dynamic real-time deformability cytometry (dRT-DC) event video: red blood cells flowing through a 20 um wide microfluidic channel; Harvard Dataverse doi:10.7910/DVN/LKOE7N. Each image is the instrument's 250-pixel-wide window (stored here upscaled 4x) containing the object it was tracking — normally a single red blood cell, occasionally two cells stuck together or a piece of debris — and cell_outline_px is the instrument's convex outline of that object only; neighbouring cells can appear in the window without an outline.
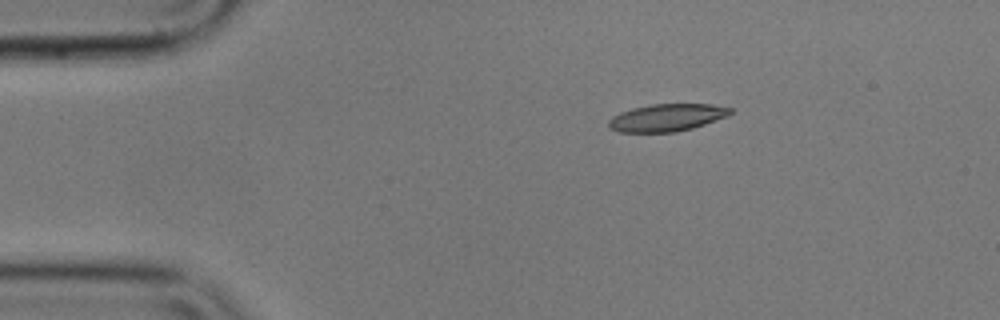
{"species": "common noctule bat (a hibernating species)", "species_latin": "Nyctalus noctula", "temperature_condition": "cold", "stored_images_in_passage": 40, "camera_frame_rate_fps": 3000, "um_per_image_px": 0.085, "animal": {"sex": "male", "body_mass_g": 17.9}, "frame": {"image": 1, "passage_image": 1, "time_ms": 0.0, "image_size_px": [1000, 320], "cell_outline_px": [[732, 112], [728, 116], [692, 128], [676, 132], [620, 132], [608, 128], [608, 120], [612, 116], [620, 112], [632, 108], [652, 104], [712, 104], [732, 108]], "centroid_in_image_um": [56.66, 9.99], "position_along_channel_um": 28.3, "area_um2": 19.48}}
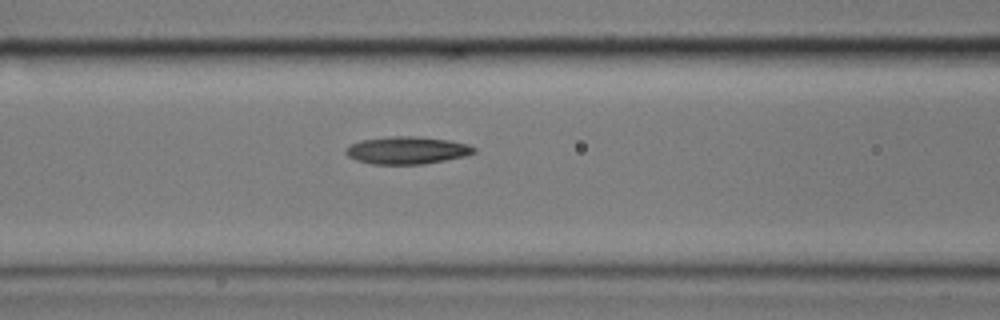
{"frame": {"image": 2, "passage_image": 14, "time_ms": 4.333, "image_size_px": [1000, 320], "cell_outline_px": [[476, 152], [468, 156], [424, 164], [372, 164], [356, 160], [348, 156], [344, 152], [352, 144], [360, 140], [392, 136], [412, 136], [448, 140], [468, 144], [476, 148]], "centroid_in_image_um": [34.63, 12.78], "position_along_channel_um": 132.0, "area_um2": 20.52}}
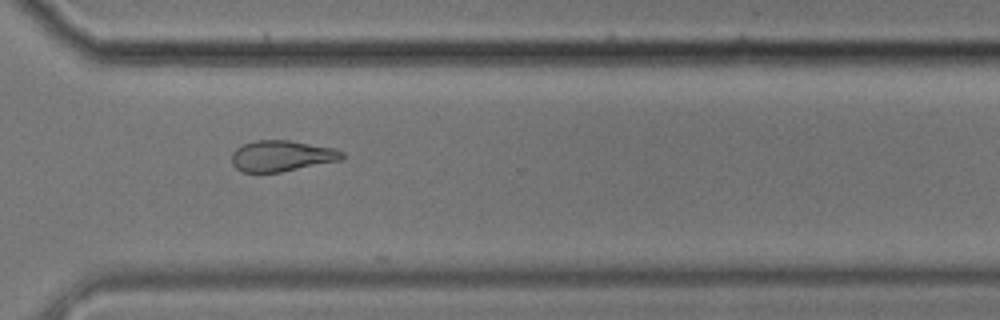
{"frame": {"image": 3, "passage_image": 32, "time_ms": 10.333, "image_size_px": [1000, 320], "cell_outline_px": [[344, 160], [280, 172], [244, 172], [236, 168], [232, 164], [232, 152], [236, 148], [244, 144], [256, 140], [288, 140], [332, 148], [344, 152]], "centroid_in_image_um": [23.96, 13.26], "position_along_channel_um": 346.6, "area_um2": 19.88}, "authors_computed_cell_mechanics": {"area_um2": 19.9699, "velocity_mm_per_s": 3.5876, "shape_relaxation_time_tau1_ms": null, "shape_relaxation_time_tau2_ms": 2.6362, "deformation_change_tau1": null, "deformation_change_tau2": 0.0858}}